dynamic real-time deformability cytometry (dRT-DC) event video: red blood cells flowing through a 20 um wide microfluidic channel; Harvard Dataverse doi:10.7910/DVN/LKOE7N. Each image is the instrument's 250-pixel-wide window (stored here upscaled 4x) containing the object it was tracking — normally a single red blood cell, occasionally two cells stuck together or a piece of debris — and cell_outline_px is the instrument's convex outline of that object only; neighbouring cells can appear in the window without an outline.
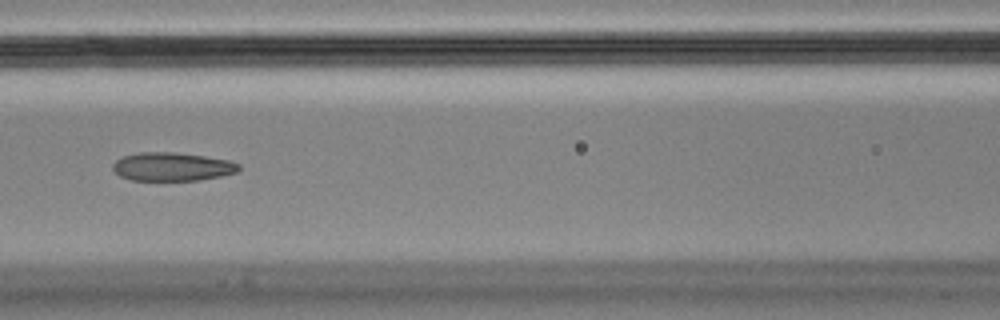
{"species": "Egyptian fruit bat (a non-hibernating species)", "species_latin": "Rousettus aegyptiacus", "temperature_condition": "cold", "stored_images_in_passage": 7, "camera_frame_rate_fps": 3000, "um_per_image_px": 0.085, "animal": {"sex": "male"}, "frame": {"image": 1, "passage_image": 7, "time_ms": 2.0, "image_size_px": [1000, 320], "cell_outline_px": [[240, 168], [236, 172], [220, 176], [200, 180], [132, 180], [120, 176], [112, 168], [112, 164], [116, 160], [124, 156], [140, 152], [172, 152], [204, 156], [228, 160], [240, 164]], "centroid_in_image_um": [14.63, 14.17], "position_along_channel_um": 152.0, "area_um2": 20.75}}